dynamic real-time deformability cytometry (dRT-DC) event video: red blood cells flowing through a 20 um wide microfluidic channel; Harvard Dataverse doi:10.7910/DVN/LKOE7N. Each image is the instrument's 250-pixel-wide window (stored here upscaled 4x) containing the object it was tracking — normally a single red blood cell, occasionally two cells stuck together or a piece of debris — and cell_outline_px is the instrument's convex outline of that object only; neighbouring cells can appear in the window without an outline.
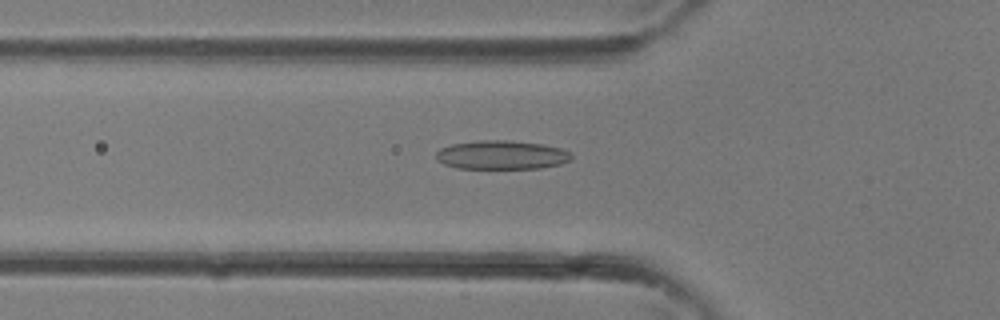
{"species": "common noctule bat (a hibernating species)", "species_latin": "Nyctalus noctula", "temperature_condition": "room temperature", "stored_images_in_passage": 37, "camera_frame_rate_fps": 3000, "um_per_image_px": 0.085, "animal": {"sex": "female"}, "frame": {"image": 1, "passage_image": 13, "time_ms": 4.0, "image_size_px": [1000, 320], "cell_outline_px": [[572, 160], [560, 164], [540, 168], [456, 168], [444, 164], [436, 160], [436, 152], [440, 148], [452, 144], [476, 140], [512, 140], [544, 144], [560, 148], [568, 152], [572, 156]], "centroid_in_image_um": [42.62, 13.16], "position_along_channel_um": 83.2, "area_um2": 22.89}}
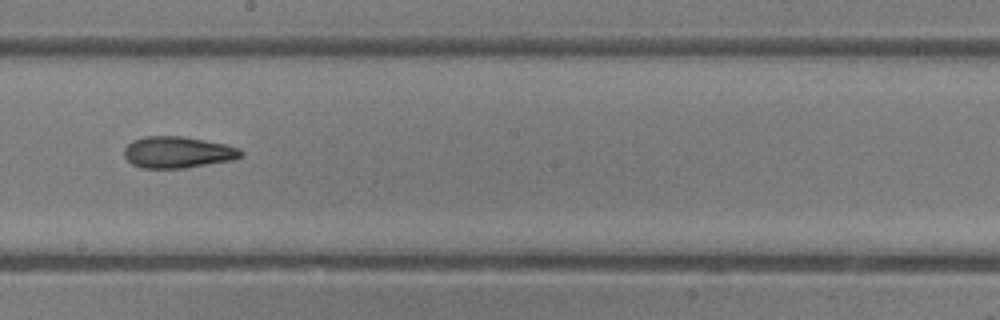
{"frame": {"image": 2, "passage_image": 21, "time_ms": 6.667, "image_size_px": [1000, 320], "cell_outline_px": [[244, 156], [232, 160], [184, 168], [140, 168], [132, 164], [124, 156], [124, 148], [132, 140], [148, 136], [180, 136], [204, 140], [224, 144], [240, 148], [244, 152]], "centroid_in_image_um": [15.11, 12.94], "position_along_channel_um": 233.1, "area_um2": 21.44}}
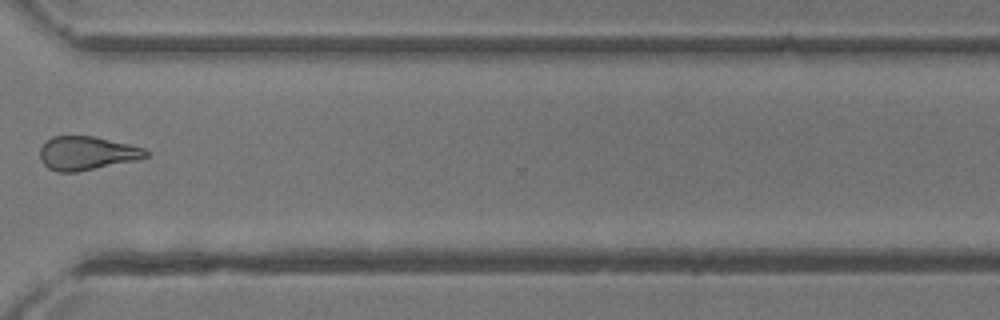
{"frame": {"image": 3, "passage_image": 28, "time_ms": 9.0, "image_size_px": [1000, 320], "cell_outline_px": [[148, 156], [136, 160], [76, 172], [56, 172], [48, 168], [40, 160], [40, 148], [52, 136], [92, 136], [128, 144], [144, 148], [148, 152]], "centroid_in_image_um": [7.35, 13.03], "position_along_channel_um": 363.2, "area_um2": 20.58}}